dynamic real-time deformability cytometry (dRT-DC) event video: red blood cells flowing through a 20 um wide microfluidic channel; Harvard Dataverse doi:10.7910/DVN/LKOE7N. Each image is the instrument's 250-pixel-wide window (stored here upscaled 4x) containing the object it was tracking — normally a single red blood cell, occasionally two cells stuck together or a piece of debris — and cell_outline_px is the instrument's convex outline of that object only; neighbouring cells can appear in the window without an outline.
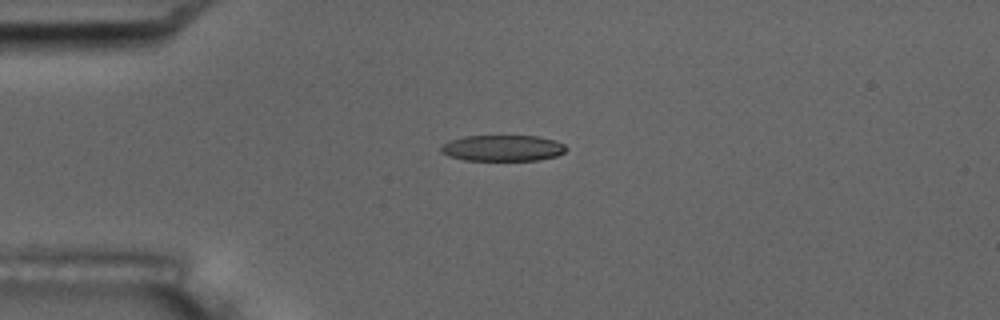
{"species": "common noctule bat (a hibernating species)", "species_latin": "Nyctalus noctula", "temperature_condition": "room temperature", "stored_images_in_passage": 10, "camera_frame_rate_fps": 3000, "um_per_image_px": 0.085, "animal": {"sex": "male", "body_mass_g": 17.5, "forearm_length_mm": 52.3}, "frame": {"image": 1, "passage_image": 5, "time_ms": 4.667, "image_size_px": [1000, 320], "cell_outline_px": [[568, 148], [564, 152], [556, 156], [536, 160], [464, 160], [448, 156], [440, 152], [440, 148], [448, 140], [464, 136], [536, 136], [556, 140], [564, 144]], "centroid_in_image_um": [42.71, 12.58], "position_along_channel_um": 42.3, "area_um2": 19.07}}
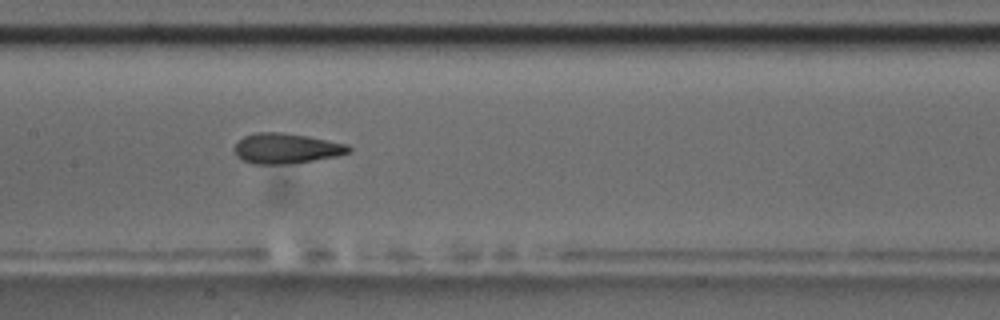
{"frame": {"image": 2, "passage_image": 9, "time_ms": 9.333, "image_size_px": [1000, 320], "cell_outline_px": [[352, 152], [336, 156], [312, 160], [284, 164], [252, 164], [236, 156], [232, 148], [236, 140], [244, 136], [256, 132], [280, 132], [308, 136], [348, 144], [352, 148]], "centroid_in_image_um": [24.29, 12.6], "position_along_channel_um": 183.1, "area_um2": 20.35}}